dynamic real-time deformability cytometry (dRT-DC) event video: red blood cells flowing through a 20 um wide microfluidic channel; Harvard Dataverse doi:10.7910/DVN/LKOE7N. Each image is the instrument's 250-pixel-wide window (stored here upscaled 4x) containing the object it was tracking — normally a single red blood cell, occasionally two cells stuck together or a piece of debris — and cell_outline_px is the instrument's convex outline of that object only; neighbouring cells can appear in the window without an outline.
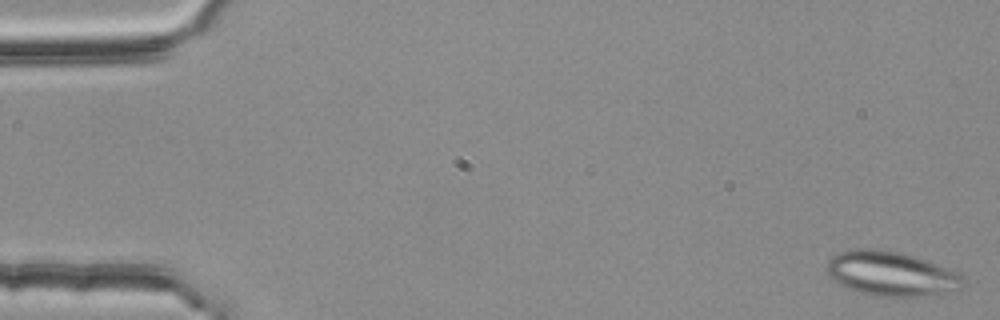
{"species": "common noctule bat (a hibernating species)", "species_latin": "Nyctalus noctula", "temperature_condition": "room temperature", "stored_images_in_passage": 52, "segment_of_instrument_passage": [1, 2], "camera_frame_rate_fps": 3000, "um_per_image_px": 0.085, "animal": {"sex": "female", "body_mass_g": 25.1}, "frame": {"image": 1, "passage_image": 1, "time_ms": 0.0, "image_size_px": [1000, 320], "cell_outline_px": [[964, 288], [920, 296], [876, 296], [860, 292], [848, 288], [832, 280], [828, 276], [824, 268], [828, 260], [832, 256], [840, 252], [856, 248], [868, 248], [900, 252], [924, 260], [952, 272], [960, 276], [964, 280]], "centroid_in_image_um": [75.63, 23.26], "position_along_channel_um": 9.4, "area_um2": 34.74}}